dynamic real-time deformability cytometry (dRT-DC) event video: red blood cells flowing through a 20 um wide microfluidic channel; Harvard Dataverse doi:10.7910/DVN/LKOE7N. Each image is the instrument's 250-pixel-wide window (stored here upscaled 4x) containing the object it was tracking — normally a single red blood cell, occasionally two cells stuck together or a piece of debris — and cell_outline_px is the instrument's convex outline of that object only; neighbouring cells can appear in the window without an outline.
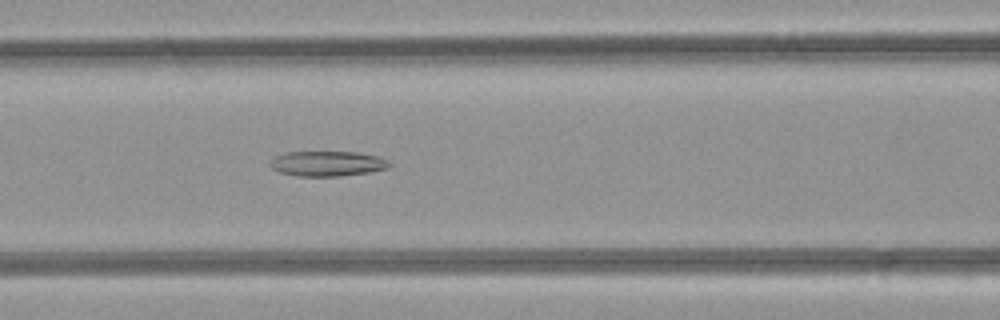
{"species": "common noctule bat (a hibernating species)", "species_latin": "Nyctalus noctula", "temperature_condition": "room temperature", "stored_images_in_passage": 19, "camera_frame_rate_fps": 3000, "um_per_image_px": 0.085, "animal": {"sex": "female", "body_mass_g": 21.9}, "frame": {"image": 1, "passage_image": 11, "time_ms": 3.333, "image_size_px": [1000, 320], "cell_outline_px": [[392, 164], [388, 168], [368, 172], [340, 176], [296, 176], [280, 172], [272, 168], [268, 164], [276, 156], [284, 152], [360, 152], [380, 156], [388, 160]], "centroid_in_image_um": [27.85, 13.9], "position_along_channel_um": 138.7, "area_um2": 17.57}}
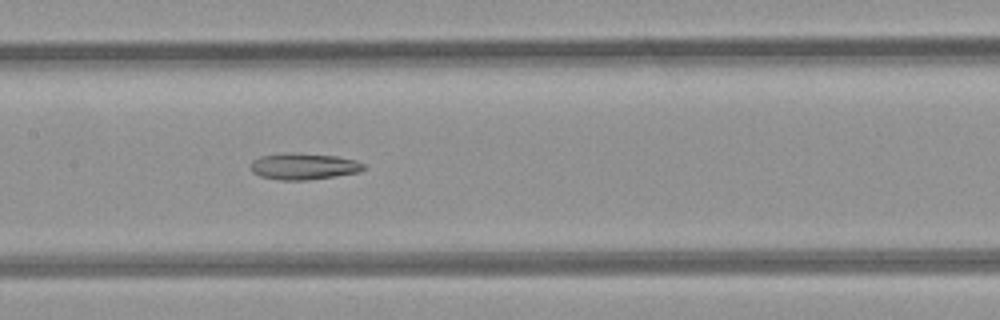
{"frame": {"image": 2, "passage_image": 14, "time_ms": 4.333, "image_size_px": [1000, 320], "cell_outline_px": [[364, 168], [360, 172], [308, 180], [276, 180], [260, 176], [252, 172], [252, 160], [260, 156], [280, 152], [296, 152], [336, 156], [356, 160], [364, 164]], "centroid_in_image_um": [25.78, 14.12], "position_along_channel_um": 181.6, "area_um2": 17.63}}